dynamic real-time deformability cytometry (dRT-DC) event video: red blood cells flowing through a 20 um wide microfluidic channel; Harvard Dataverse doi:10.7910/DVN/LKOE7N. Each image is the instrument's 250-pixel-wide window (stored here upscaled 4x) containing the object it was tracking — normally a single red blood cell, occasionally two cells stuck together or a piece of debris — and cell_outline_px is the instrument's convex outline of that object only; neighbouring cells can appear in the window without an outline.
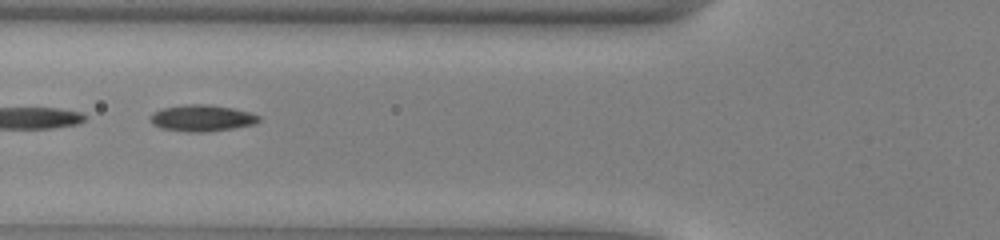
{"species": "common noctule bat (a hibernating species)", "species_latin": "Nyctalus noctula", "temperature_condition": "warm", "stored_images_in_passage": 30, "segment_of_instrument_passage": [2, 2], "camera_frame_rate_fps": 3000, "um_per_image_px": 0.085, "animal": {"sex": "male", "body_mass_g": 13.0, "forearm_length_mm": 53.1}, "frame": {"image": 1, "passage_image": 19, "time_ms": 6.0, "image_size_px": [1000, 240], "cell_outline_px": [[260, 120], [256, 124], [232, 128], [204, 132], [188, 132], [160, 128], [152, 124], [148, 120], [148, 116], [152, 112], [164, 108], [184, 104], [208, 104], [232, 108], [248, 112], [260, 116]], "centroid_in_image_um": [17.11, 10.04], "position_along_channel_um": 108.7, "area_um2": 16.88}}
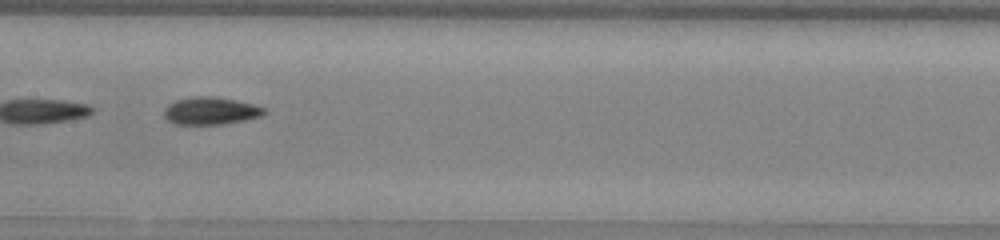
{"frame": {"image": 2, "passage_image": 25, "time_ms": 8.0, "image_size_px": [1000, 240], "cell_outline_px": [[264, 116], [244, 120], [220, 124], [172, 124], [164, 116], [164, 108], [168, 104], [176, 100], [192, 96], [212, 96], [236, 100], [252, 104], [264, 108]], "centroid_in_image_um": [17.87, 9.42], "position_along_channel_um": 189.5, "area_um2": 16.01}}